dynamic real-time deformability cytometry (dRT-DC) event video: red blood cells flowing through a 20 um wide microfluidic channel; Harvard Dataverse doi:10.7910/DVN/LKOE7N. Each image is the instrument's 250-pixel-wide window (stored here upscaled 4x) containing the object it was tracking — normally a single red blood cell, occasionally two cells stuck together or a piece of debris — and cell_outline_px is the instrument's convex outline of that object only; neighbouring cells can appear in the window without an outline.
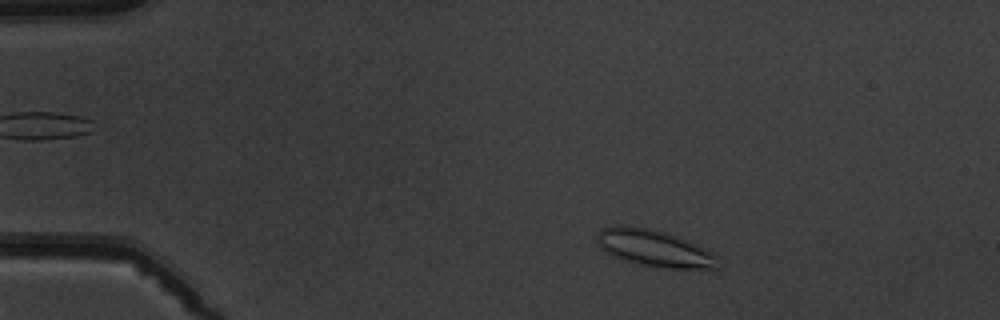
{"species": "common noctule bat (a hibernating species)", "species_latin": "Nyctalus noctula", "temperature_condition": "warm", "stored_images_in_passage": 4, "camera_frame_rate_fps": 3000, "um_per_image_px": 0.085, "animal": {"sex": "male", "body_mass_g": 19.5, "forearm_length_mm": 54.6}, "frame": {"image": 1, "passage_image": 1, "time_ms": 0.0, "image_size_px": [1000, 320], "cell_outline_px": [[720, 268], [656, 268], [624, 260], [612, 256], [600, 248], [596, 240], [596, 236], [604, 228], [612, 224], [624, 224], [652, 228], [664, 232], [684, 240], [720, 256]], "centroid_in_image_um": [55.58, 21.1], "position_along_channel_um": 29.4, "area_um2": 26.07}}
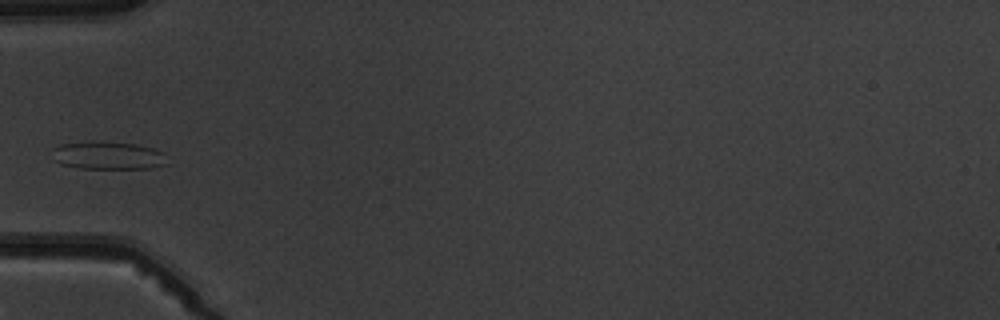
{"frame": {"image": 2, "passage_image": 3, "time_ms": 3.0, "image_size_px": [1000, 320], "cell_outline_px": [[168, 164], [152, 168], [80, 168], [60, 164], [52, 160], [52, 148], [60, 144], [92, 140], [136, 144], [152, 148], [164, 152]], "centroid_in_image_um": [9.14, 13.2], "position_along_channel_um": 75.9, "area_um2": 19.07}}
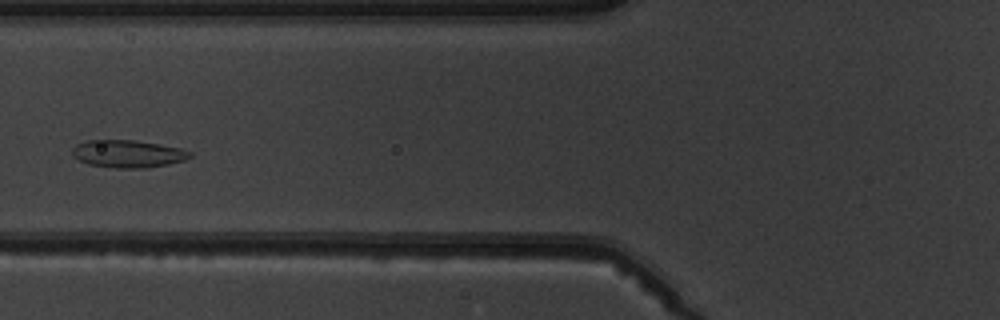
{"frame": {"image": 3, "passage_image": 4, "time_ms": 4.0, "image_size_px": [1000, 320], "cell_outline_px": [[192, 156], [184, 160], [168, 164], [148, 168], [116, 168], [88, 164], [72, 156], [72, 148], [76, 144], [84, 140], [132, 140], [160, 144], [180, 148], [192, 152]], "centroid_in_image_um": [10.86, 13.07], "position_along_channel_um": 114.9, "area_um2": 18.96}}